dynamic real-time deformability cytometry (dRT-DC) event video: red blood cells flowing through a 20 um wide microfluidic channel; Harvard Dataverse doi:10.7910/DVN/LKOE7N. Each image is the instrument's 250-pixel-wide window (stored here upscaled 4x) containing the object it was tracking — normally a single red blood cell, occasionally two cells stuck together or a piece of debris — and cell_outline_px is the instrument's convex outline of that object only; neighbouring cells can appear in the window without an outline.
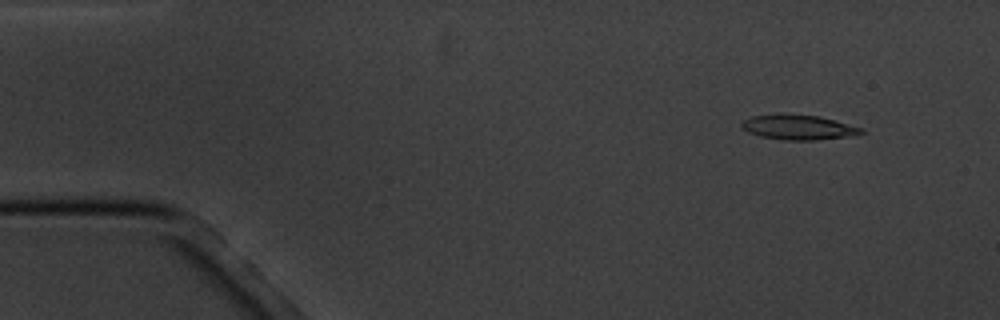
{"species": "common noctule bat (a hibernating species)", "species_latin": "Nyctalus noctula", "temperature_condition": "cold", "stored_images_in_passage": 5, "camera_frame_rate_fps": 3000, "um_per_image_px": 0.085, "animal": {"sex": "male", "body_mass_g": 20.1, "forearm_length_mm": 53.5}, "frame": {"image": 1, "passage_image": 1, "time_ms": 0.0, "image_size_px": [1000, 320], "cell_outline_px": [[864, 132], [848, 136], [816, 140], [784, 140], [760, 136], [748, 132], [740, 124], [744, 120], [752, 116], [780, 112], [820, 116], [864, 128]], "centroid_in_image_um": [67.84, 10.79], "position_along_channel_um": 17.2, "area_um2": 17.57}}
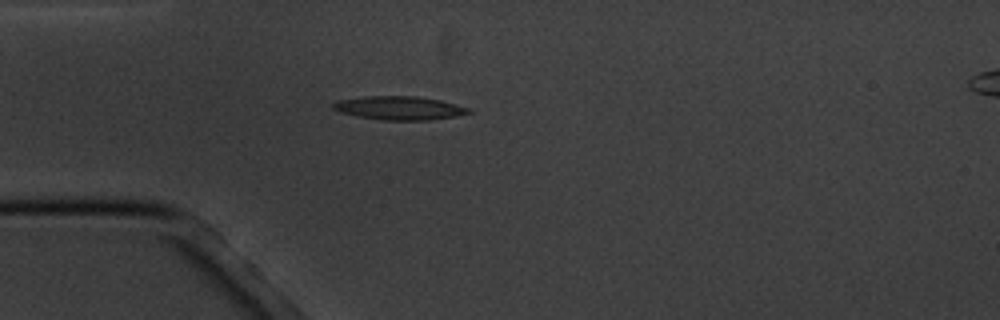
{"frame": {"image": 2, "passage_image": 4, "time_ms": 3.333, "image_size_px": [1000, 320], "cell_outline_px": [[472, 112], [456, 116], [428, 120], [380, 120], [356, 116], [340, 112], [332, 108], [332, 104], [336, 100], [364, 96], [416, 96], [440, 100], [472, 108]], "centroid_in_image_um": [33.93, 9.18], "position_along_channel_um": 51.1, "area_um2": 18.79}}